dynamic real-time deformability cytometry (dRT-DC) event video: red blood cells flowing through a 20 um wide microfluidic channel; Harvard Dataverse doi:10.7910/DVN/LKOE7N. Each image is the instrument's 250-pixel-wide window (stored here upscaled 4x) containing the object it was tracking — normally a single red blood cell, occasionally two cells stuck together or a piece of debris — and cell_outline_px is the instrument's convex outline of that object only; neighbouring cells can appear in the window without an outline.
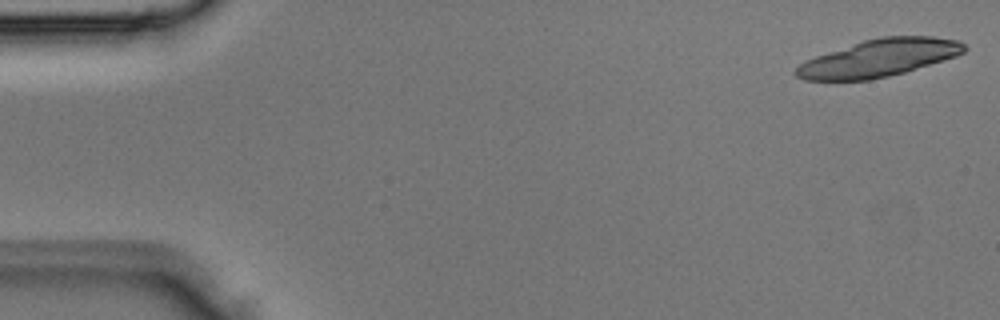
{"species": "Egyptian fruit bat (a non-hibernating species)", "species_latin": "Rousettus aegyptiacus", "temperature_condition": "room temperature", "stored_images_in_passage": 4, "camera_frame_rate_fps": 3000, "um_per_image_px": 0.085, "animal": {"sex": "male"}, "frame": {"image": 1, "passage_image": 1, "time_ms": 0.0, "image_size_px": [1000, 320], "cell_outline_px": [[968, 48], [964, 52], [956, 56], [904, 72], [888, 76], [868, 80], [804, 80], [796, 76], [796, 68], [804, 60], [864, 40], [880, 36], [932, 36], [960, 40]], "centroid_in_image_um": [74.73, 4.92], "position_along_channel_um": 10.3, "area_um2": 36.41}}